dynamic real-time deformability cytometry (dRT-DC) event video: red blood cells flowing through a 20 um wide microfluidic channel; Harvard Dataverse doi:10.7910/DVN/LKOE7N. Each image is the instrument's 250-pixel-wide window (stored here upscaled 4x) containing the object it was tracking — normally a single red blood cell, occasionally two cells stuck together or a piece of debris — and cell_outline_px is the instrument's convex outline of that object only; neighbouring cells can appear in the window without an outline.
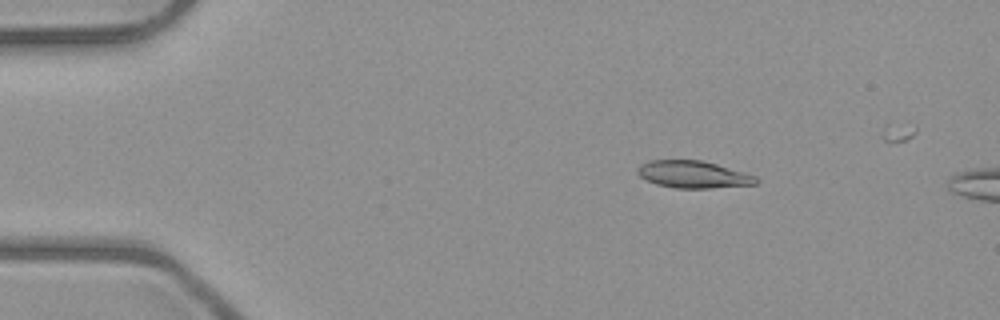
{"species": "common noctule bat (a hibernating species)", "species_latin": "Nyctalus noctula", "temperature_condition": "room temperature", "stored_images_in_passage": 2, "camera_frame_rate_fps": 3000, "um_per_image_px": 0.085, "animal": {"sex": "male", "body_mass_g": 23.1, "forearm_length_mm": 52.7}, "frame": {"image": 1, "passage_image": 1, "time_ms": 0.0, "image_size_px": [1000, 320], "cell_outline_px": [[760, 180], [756, 184], [712, 188], [676, 188], [656, 184], [644, 180], [636, 172], [636, 168], [640, 164], [648, 160], [700, 160], [716, 164], [756, 176]], "centroid_in_image_um": [58.88, 14.83], "position_along_channel_um": 26.1, "area_um2": 18.84}}